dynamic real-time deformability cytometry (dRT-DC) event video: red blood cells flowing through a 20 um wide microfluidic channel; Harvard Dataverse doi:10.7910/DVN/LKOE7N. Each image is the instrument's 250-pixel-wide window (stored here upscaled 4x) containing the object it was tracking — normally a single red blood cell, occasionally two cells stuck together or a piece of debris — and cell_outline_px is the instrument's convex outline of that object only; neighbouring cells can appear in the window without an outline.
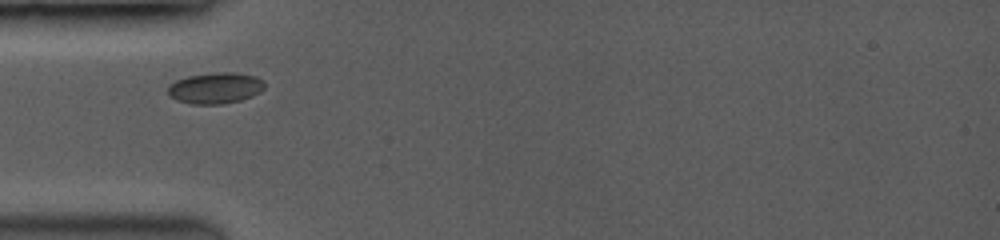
{"species": "common noctule bat (a hibernating species)", "species_latin": "Nyctalus noctula", "temperature_condition": "room temperature", "stored_images_in_passage": 3, "segment_of_instrument_passage": [1, 2], "camera_frame_rate_fps": 3500, "um_per_image_px": 0.085, "animal": {"sex": "female", "body_mass_g": 19.0, "forearm_length_mm": 53.3}, "frame": {"image": 1, "passage_image": 1, "time_ms": 0.0, "image_size_px": [1000, 240], "cell_outline_px": [[264, 88], [260, 92], [252, 96], [240, 100], [220, 104], [192, 104], [180, 100], [172, 96], [168, 92], [168, 84], [176, 80], [188, 76], [216, 72], [232, 72], [256, 76], [264, 80]], "centroid_in_image_um": [18.33, 7.47], "position_along_channel_um": 66.7, "area_um2": 17.4}}